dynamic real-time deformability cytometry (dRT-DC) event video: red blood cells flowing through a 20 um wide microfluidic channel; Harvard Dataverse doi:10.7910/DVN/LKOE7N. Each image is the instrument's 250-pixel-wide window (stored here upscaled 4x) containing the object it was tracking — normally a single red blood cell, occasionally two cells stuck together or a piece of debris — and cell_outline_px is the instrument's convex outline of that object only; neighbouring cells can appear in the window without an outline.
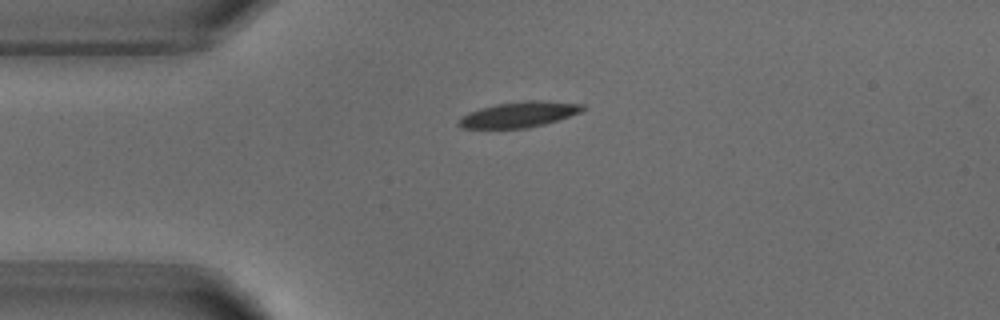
{"species": "common noctule bat (a hibernating species)", "species_latin": "Nyctalus noctula", "temperature_condition": "warm", "stored_images_in_passage": 3, "camera_frame_rate_fps": 3000, "um_per_image_px": 0.085, "animal": {"sex": "male", "body_mass_g": 18.8}, "frame": {"image": 1, "passage_image": 3, "time_ms": 2.333, "image_size_px": [1000, 320], "cell_outline_px": [[588, 108], [580, 112], [544, 124], [524, 128], [460, 128], [456, 124], [460, 116], [468, 112], [480, 108], [496, 104], [524, 100], [536, 100], [584, 104]], "centroid_in_image_um": [44.07, 9.72], "position_along_channel_um": 40.9, "area_um2": 18.5}}